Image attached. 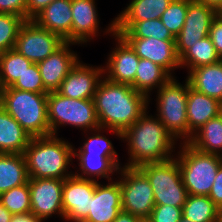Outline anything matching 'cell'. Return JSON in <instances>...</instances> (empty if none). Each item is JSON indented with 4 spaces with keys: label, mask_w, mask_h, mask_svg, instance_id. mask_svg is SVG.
I'll return each instance as SVG.
<instances>
[{
    "label": "cell",
    "mask_w": 222,
    "mask_h": 222,
    "mask_svg": "<svg viewBox=\"0 0 222 222\" xmlns=\"http://www.w3.org/2000/svg\"><path fill=\"white\" fill-rule=\"evenodd\" d=\"M179 222H193V221H190L189 219L182 216Z\"/></svg>",
    "instance_id": "50"
},
{
    "label": "cell",
    "mask_w": 222,
    "mask_h": 222,
    "mask_svg": "<svg viewBox=\"0 0 222 222\" xmlns=\"http://www.w3.org/2000/svg\"><path fill=\"white\" fill-rule=\"evenodd\" d=\"M24 154L0 153V194L28 183Z\"/></svg>",
    "instance_id": "26"
},
{
    "label": "cell",
    "mask_w": 222,
    "mask_h": 222,
    "mask_svg": "<svg viewBox=\"0 0 222 222\" xmlns=\"http://www.w3.org/2000/svg\"><path fill=\"white\" fill-rule=\"evenodd\" d=\"M25 21L14 14L0 13V53L14 49L20 27Z\"/></svg>",
    "instance_id": "34"
},
{
    "label": "cell",
    "mask_w": 222,
    "mask_h": 222,
    "mask_svg": "<svg viewBox=\"0 0 222 222\" xmlns=\"http://www.w3.org/2000/svg\"><path fill=\"white\" fill-rule=\"evenodd\" d=\"M83 64L80 60L62 81L57 92L72 99H93L103 76V67ZM95 67V68H94Z\"/></svg>",
    "instance_id": "15"
},
{
    "label": "cell",
    "mask_w": 222,
    "mask_h": 222,
    "mask_svg": "<svg viewBox=\"0 0 222 222\" xmlns=\"http://www.w3.org/2000/svg\"><path fill=\"white\" fill-rule=\"evenodd\" d=\"M141 59L163 67L172 77L176 68L180 67V58L176 52L175 40H157L150 38H124ZM173 71V72H172Z\"/></svg>",
    "instance_id": "17"
},
{
    "label": "cell",
    "mask_w": 222,
    "mask_h": 222,
    "mask_svg": "<svg viewBox=\"0 0 222 222\" xmlns=\"http://www.w3.org/2000/svg\"><path fill=\"white\" fill-rule=\"evenodd\" d=\"M122 210L136 217L149 218L155 206L149 180L138 167L123 166L119 170Z\"/></svg>",
    "instance_id": "9"
},
{
    "label": "cell",
    "mask_w": 222,
    "mask_h": 222,
    "mask_svg": "<svg viewBox=\"0 0 222 222\" xmlns=\"http://www.w3.org/2000/svg\"><path fill=\"white\" fill-rule=\"evenodd\" d=\"M72 17L71 0H54L32 20L65 42H72Z\"/></svg>",
    "instance_id": "20"
},
{
    "label": "cell",
    "mask_w": 222,
    "mask_h": 222,
    "mask_svg": "<svg viewBox=\"0 0 222 222\" xmlns=\"http://www.w3.org/2000/svg\"><path fill=\"white\" fill-rule=\"evenodd\" d=\"M54 0H26V20H32Z\"/></svg>",
    "instance_id": "42"
},
{
    "label": "cell",
    "mask_w": 222,
    "mask_h": 222,
    "mask_svg": "<svg viewBox=\"0 0 222 222\" xmlns=\"http://www.w3.org/2000/svg\"><path fill=\"white\" fill-rule=\"evenodd\" d=\"M105 28L106 34H112L116 46L108 55L106 66H103V76L109 81L131 85L135 80L140 58L130 44L119 34L115 33V20Z\"/></svg>",
    "instance_id": "11"
},
{
    "label": "cell",
    "mask_w": 222,
    "mask_h": 222,
    "mask_svg": "<svg viewBox=\"0 0 222 222\" xmlns=\"http://www.w3.org/2000/svg\"><path fill=\"white\" fill-rule=\"evenodd\" d=\"M209 37L211 38L217 54L222 59V20L218 16L212 21Z\"/></svg>",
    "instance_id": "40"
},
{
    "label": "cell",
    "mask_w": 222,
    "mask_h": 222,
    "mask_svg": "<svg viewBox=\"0 0 222 222\" xmlns=\"http://www.w3.org/2000/svg\"><path fill=\"white\" fill-rule=\"evenodd\" d=\"M147 111L122 133V140L127 142L129 148V161L124 166L139 167L175 157L173 151L179 140L174 138L157 116L148 115Z\"/></svg>",
    "instance_id": "2"
},
{
    "label": "cell",
    "mask_w": 222,
    "mask_h": 222,
    "mask_svg": "<svg viewBox=\"0 0 222 222\" xmlns=\"http://www.w3.org/2000/svg\"><path fill=\"white\" fill-rule=\"evenodd\" d=\"M50 133L58 135L61 126H74L84 132L100 128L93 99H72L56 92L47 96Z\"/></svg>",
    "instance_id": "6"
},
{
    "label": "cell",
    "mask_w": 222,
    "mask_h": 222,
    "mask_svg": "<svg viewBox=\"0 0 222 222\" xmlns=\"http://www.w3.org/2000/svg\"><path fill=\"white\" fill-rule=\"evenodd\" d=\"M208 197L221 210L222 209V164L220 165L213 186Z\"/></svg>",
    "instance_id": "41"
},
{
    "label": "cell",
    "mask_w": 222,
    "mask_h": 222,
    "mask_svg": "<svg viewBox=\"0 0 222 222\" xmlns=\"http://www.w3.org/2000/svg\"><path fill=\"white\" fill-rule=\"evenodd\" d=\"M13 215L0 202V222H11Z\"/></svg>",
    "instance_id": "45"
},
{
    "label": "cell",
    "mask_w": 222,
    "mask_h": 222,
    "mask_svg": "<svg viewBox=\"0 0 222 222\" xmlns=\"http://www.w3.org/2000/svg\"><path fill=\"white\" fill-rule=\"evenodd\" d=\"M172 0H131L115 20V33L119 34L130 22L160 19Z\"/></svg>",
    "instance_id": "22"
},
{
    "label": "cell",
    "mask_w": 222,
    "mask_h": 222,
    "mask_svg": "<svg viewBox=\"0 0 222 222\" xmlns=\"http://www.w3.org/2000/svg\"><path fill=\"white\" fill-rule=\"evenodd\" d=\"M73 157L79 161V170L73 172V175L81 179L98 181L96 178H106L112 181V175L122 167L118 155L73 154Z\"/></svg>",
    "instance_id": "23"
},
{
    "label": "cell",
    "mask_w": 222,
    "mask_h": 222,
    "mask_svg": "<svg viewBox=\"0 0 222 222\" xmlns=\"http://www.w3.org/2000/svg\"><path fill=\"white\" fill-rule=\"evenodd\" d=\"M179 149L175 157L188 194L208 196L222 164V156L197 151L188 143L180 142Z\"/></svg>",
    "instance_id": "5"
},
{
    "label": "cell",
    "mask_w": 222,
    "mask_h": 222,
    "mask_svg": "<svg viewBox=\"0 0 222 222\" xmlns=\"http://www.w3.org/2000/svg\"><path fill=\"white\" fill-rule=\"evenodd\" d=\"M216 222H222V209L219 210L218 216L216 218Z\"/></svg>",
    "instance_id": "47"
},
{
    "label": "cell",
    "mask_w": 222,
    "mask_h": 222,
    "mask_svg": "<svg viewBox=\"0 0 222 222\" xmlns=\"http://www.w3.org/2000/svg\"><path fill=\"white\" fill-rule=\"evenodd\" d=\"M2 93H3V86H2L1 80H0V100H1Z\"/></svg>",
    "instance_id": "51"
},
{
    "label": "cell",
    "mask_w": 222,
    "mask_h": 222,
    "mask_svg": "<svg viewBox=\"0 0 222 222\" xmlns=\"http://www.w3.org/2000/svg\"><path fill=\"white\" fill-rule=\"evenodd\" d=\"M64 179L29 178L31 213L41 222L57 214L64 219L62 192Z\"/></svg>",
    "instance_id": "12"
},
{
    "label": "cell",
    "mask_w": 222,
    "mask_h": 222,
    "mask_svg": "<svg viewBox=\"0 0 222 222\" xmlns=\"http://www.w3.org/2000/svg\"><path fill=\"white\" fill-rule=\"evenodd\" d=\"M217 16L222 20V6L217 10Z\"/></svg>",
    "instance_id": "48"
},
{
    "label": "cell",
    "mask_w": 222,
    "mask_h": 222,
    "mask_svg": "<svg viewBox=\"0 0 222 222\" xmlns=\"http://www.w3.org/2000/svg\"><path fill=\"white\" fill-rule=\"evenodd\" d=\"M74 42H65L58 50L45 60L37 63L45 90L56 92L62 81L79 61L77 52L71 50Z\"/></svg>",
    "instance_id": "16"
},
{
    "label": "cell",
    "mask_w": 222,
    "mask_h": 222,
    "mask_svg": "<svg viewBox=\"0 0 222 222\" xmlns=\"http://www.w3.org/2000/svg\"><path fill=\"white\" fill-rule=\"evenodd\" d=\"M147 177L154 192L155 205L181 207L188 197L176 157L138 167Z\"/></svg>",
    "instance_id": "8"
},
{
    "label": "cell",
    "mask_w": 222,
    "mask_h": 222,
    "mask_svg": "<svg viewBox=\"0 0 222 222\" xmlns=\"http://www.w3.org/2000/svg\"><path fill=\"white\" fill-rule=\"evenodd\" d=\"M139 220L140 218L135 215L121 210L113 222H139Z\"/></svg>",
    "instance_id": "43"
},
{
    "label": "cell",
    "mask_w": 222,
    "mask_h": 222,
    "mask_svg": "<svg viewBox=\"0 0 222 222\" xmlns=\"http://www.w3.org/2000/svg\"><path fill=\"white\" fill-rule=\"evenodd\" d=\"M105 130L104 128L95 129L94 132L91 130V136H87V140L84 141L79 150L75 148L73 154L118 155L111 141L102 135L103 132H106Z\"/></svg>",
    "instance_id": "35"
},
{
    "label": "cell",
    "mask_w": 222,
    "mask_h": 222,
    "mask_svg": "<svg viewBox=\"0 0 222 222\" xmlns=\"http://www.w3.org/2000/svg\"><path fill=\"white\" fill-rule=\"evenodd\" d=\"M11 87L35 93H48L44 88L37 63H33Z\"/></svg>",
    "instance_id": "37"
},
{
    "label": "cell",
    "mask_w": 222,
    "mask_h": 222,
    "mask_svg": "<svg viewBox=\"0 0 222 222\" xmlns=\"http://www.w3.org/2000/svg\"><path fill=\"white\" fill-rule=\"evenodd\" d=\"M95 3V0H71L72 42L78 45L87 44L99 34L100 20Z\"/></svg>",
    "instance_id": "19"
},
{
    "label": "cell",
    "mask_w": 222,
    "mask_h": 222,
    "mask_svg": "<svg viewBox=\"0 0 222 222\" xmlns=\"http://www.w3.org/2000/svg\"><path fill=\"white\" fill-rule=\"evenodd\" d=\"M191 1L209 5L215 8L216 10H218L222 6V0H191Z\"/></svg>",
    "instance_id": "46"
},
{
    "label": "cell",
    "mask_w": 222,
    "mask_h": 222,
    "mask_svg": "<svg viewBox=\"0 0 222 222\" xmlns=\"http://www.w3.org/2000/svg\"><path fill=\"white\" fill-rule=\"evenodd\" d=\"M219 210L208 196L188 194L182 216L193 222H216Z\"/></svg>",
    "instance_id": "31"
},
{
    "label": "cell",
    "mask_w": 222,
    "mask_h": 222,
    "mask_svg": "<svg viewBox=\"0 0 222 222\" xmlns=\"http://www.w3.org/2000/svg\"><path fill=\"white\" fill-rule=\"evenodd\" d=\"M172 76L160 65L148 59H141L136 70L135 80L131 84L133 89L150 98L153 89H159Z\"/></svg>",
    "instance_id": "28"
},
{
    "label": "cell",
    "mask_w": 222,
    "mask_h": 222,
    "mask_svg": "<svg viewBox=\"0 0 222 222\" xmlns=\"http://www.w3.org/2000/svg\"><path fill=\"white\" fill-rule=\"evenodd\" d=\"M139 222H153L150 218L140 219Z\"/></svg>",
    "instance_id": "49"
},
{
    "label": "cell",
    "mask_w": 222,
    "mask_h": 222,
    "mask_svg": "<svg viewBox=\"0 0 222 222\" xmlns=\"http://www.w3.org/2000/svg\"><path fill=\"white\" fill-rule=\"evenodd\" d=\"M32 137L0 106V153L24 154Z\"/></svg>",
    "instance_id": "24"
},
{
    "label": "cell",
    "mask_w": 222,
    "mask_h": 222,
    "mask_svg": "<svg viewBox=\"0 0 222 222\" xmlns=\"http://www.w3.org/2000/svg\"><path fill=\"white\" fill-rule=\"evenodd\" d=\"M188 7V0H172L161 15L162 24L176 37L183 28Z\"/></svg>",
    "instance_id": "36"
},
{
    "label": "cell",
    "mask_w": 222,
    "mask_h": 222,
    "mask_svg": "<svg viewBox=\"0 0 222 222\" xmlns=\"http://www.w3.org/2000/svg\"><path fill=\"white\" fill-rule=\"evenodd\" d=\"M123 38H154L175 40V37L162 24L161 19L130 22L120 33Z\"/></svg>",
    "instance_id": "32"
},
{
    "label": "cell",
    "mask_w": 222,
    "mask_h": 222,
    "mask_svg": "<svg viewBox=\"0 0 222 222\" xmlns=\"http://www.w3.org/2000/svg\"><path fill=\"white\" fill-rule=\"evenodd\" d=\"M11 222H41V221L32 213H28L23 215H13Z\"/></svg>",
    "instance_id": "44"
},
{
    "label": "cell",
    "mask_w": 222,
    "mask_h": 222,
    "mask_svg": "<svg viewBox=\"0 0 222 222\" xmlns=\"http://www.w3.org/2000/svg\"><path fill=\"white\" fill-rule=\"evenodd\" d=\"M217 10L203 3L188 0L186 19L183 28L175 37L176 52L180 58L193 44L209 36Z\"/></svg>",
    "instance_id": "13"
},
{
    "label": "cell",
    "mask_w": 222,
    "mask_h": 222,
    "mask_svg": "<svg viewBox=\"0 0 222 222\" xmlns=\"http://www.w3.org/2000/svg\"><path fill=\"white\" fill-rule=\"evenodd\" d=\"M0 202L12 215L31 213L29 184L26 183L1 193Z\"/></svg>",
    "instance_id": "33"
},
{
    "label": "cell",
    "mask_w": 222,
    "mask_h": 222,
    "mask_svg": "<svg viewBox=\"0 0 222 222\" xmlns=\"http://www.w3.org/2000/svg\"><path fill=\"white\" fill-rule=\"evenodd\" d=\"M64 43L58 34L40 27L33 20H26L20 27L14 49L32 63H38Z\"/></svg>",
    "instance_id": "10"
},
{
    "label": "cell",
    "mask_w": 222,
    "mask_h": 222,
    "mask_svg": "<svg viewBox=\"0 0 222 222\" xmlns=\"http://www.w3.org/2000/svg\"><path fill=\"white\" fill-rule=\"evenodd\" d=\"M187 74L193 89L222 102V59L217 63L192 69Z\"/></svg>",
    "instance_id": "25"
},
{
    "label": "cell",
    "mask_w": 222,
    "mask_h": 222,
    "mask_svg": "<svg viewBox=\"0 0 222 222\" xmlns=\"http://www.w3.org/2000/svg\"><path fill=\"white\" fill-rule=\"evenodd\" d=\"M150 100L131 85L103 77L93 97L100 128L115 133L121 140L122 133L148 109Z\"/></svg>",
    "instance_id": "1"
},
{
    "label": "cell",
    "mask_w": 222,
    "mask_h": 222,
    "mask_svg": "<svg viewBox=\"0 0 222 222\" xmlns=\"http://www.w3.org/2000/svg\"><path fill=\"white\" fill-rule=\"evenodd\" d=\"M48 93H35L3 88L0 106L10 114L31 137L51 135L47 111Z\"/></svg>",
    "instance_id": "4"
},
{
    "label": "cell",
    "mask_w": 222,
    "mask_h": 222,
    "mask_svg": "<svg viewBox=\"0 0 222 222\" xmlns=\"http://www.w3.org/2000/svg\"><path fill=\"white\" fill-rule=\"evenodd\" d=\"M95 187L96 181L74 175L64 180L62 207L65 221L82 222L88 216Z\"/></svg>",
    "instance_id": "14"
},
{
    "label": "cell",
    "mask_w": 222,
    "mask_h": 222,
    "mask_svg": "<svg viewBox=\"0 0 222 222\" xmlns=\"http://www.w3.org/2000/svg\"><path fill=\"white\" fill-rule=\"evenodd\" d=\"M187 143L197 151L222 156V113L208 120Z\"/></svg>",
    "instance_id": "27"
},
{
    "label": "cell",
    "mask_w": 222,
    "mask_h": 222,
    "mask_svg": "<svg viewBox=\"0 0 222 222\" xmlns=\"http://www.w3.org/2000/svg\"><path fill=\"white\" fill-rule=\"evenodd\" d=\"M0 13L14 14L26 20V0H0Z\"/></svg>",
    "instance_id": "39"
},
{
    "label": "cell",
    "mask_w": 222,
    "mask_h": 222,
    "mask_svg": "<svg viewBox=\"0 0 222 222\" xmlns=\"http://www.w3.org/2000/svg\"><path fill=\"white\" fill-rule=\"evenodd\" d=\"M171 77L158 90L156 95L157 118L181 143L188 142L187 98L188 79L185 83ZM158 97V98H157Z\"/></svg>",
    "instance_id": "7"
},
{
    "label": "cell",
    "mask_w": 222,
    "mask_h": 222,
    "mask_svg": "<svg viewBox=\"0 0 222 222\" xmlns=\"http://www.w3.org/2000/svg\"><path fill=\"white\" fill-rule=\"evenodd\" d=\"M74 148L58 135L32 137L24 152L29 178L65 180L71 177L73 173L68 169L73 164Z\"/></svg>",
    "instance_id": "3"
},
{
    "label": "cell",
    "mask_w": 222,
    "mask_h": 222,
    "mask_svg": "<svg viewBox=\"0 0 222 222\" xmlns=\"http://www.w3.org/2000/svg\"><path fill=\"white\" fill-rule=\"evenodd\" d=\"M121 210L119 181H108L106 185L96 181L88 216L82 222H113Z\"/></svg>",
    "instance_id": "18"
},
{
    "label": "cell",
    "mask_w": 222,
    "mask_h": 222,
    "mask_svg": "<svg viewBox=\"0 0 222 222\" xmlns=\"http://www.w3.org/2000/svg\"><path fill=\"white\" fill-rule=\"evenodd\" d=\"M32 64L15 49L0 53V80L3 88L12 86Z\"/></svg>",
    "instance_id": "30"
},
{
    "label": "cell",
    "mask_w": 222,
    "mask_h": 222,
    "mask_svg": "<svg viewBox=\"0 0 222 222\" xmlns=\"http://www.w3.org/2000/svg\"><path fill=\"white\" fill-rule=\"evenodd\" d=\"M153 222H179L182 208L171 205H155L149 217Z\"/></svg>",
    "instance_id": "38"
},
{
    "label": "cell",
    "mask_w": 222,
    "mask_h": 222,
    "mask_svg": "<svg viewBox=\"0 0 222 222\" xmlns=\"http://www.w3.org/2000/svg\"><path fill=\"white\" fill-rule=\"evenodd\" d=\"M221 60L209 36L202 38L180 57V67L188 73L197 67L217 63Z\"/></svg>",
    "instance_id": "29"
},
{
    "label": "cell",
    "mask_w": 222,
    "mask_h": 222,
    "mask_svg": "<svg viewBox=\"0 0 222 222\" xmlns=\"http://www.w3.org/2000/svg\"><path fill=\"white\" fill-rule=\"evenodd\" d=\"M222 113V102L193 89L188 82V141L208 120Z\"/></svg>",
    "instance_id": "21"
}]
</instances>
